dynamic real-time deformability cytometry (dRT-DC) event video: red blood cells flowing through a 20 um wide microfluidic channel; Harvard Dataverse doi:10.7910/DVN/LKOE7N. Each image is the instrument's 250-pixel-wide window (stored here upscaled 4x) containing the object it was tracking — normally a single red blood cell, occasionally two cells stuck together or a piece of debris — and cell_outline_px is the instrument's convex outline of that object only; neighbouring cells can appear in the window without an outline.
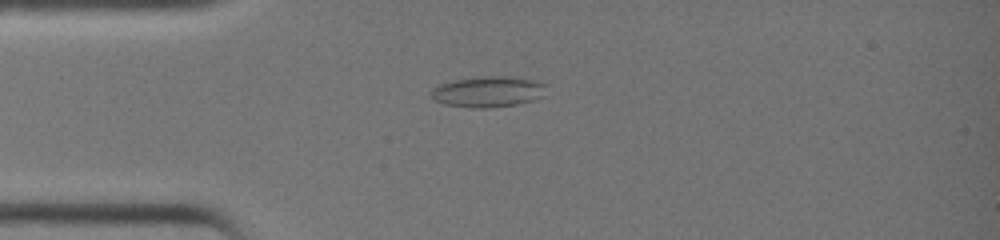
{"species": "common noctule bat (a hibernating species)", "species_latin": "Nyctalus noctula", "temperature_condition": "warm", "stored_images_in_passage": 39, "camera_frame_rate_fps": 3000, "um_per_image_px": 0.085, "animal": {"sex": "female", "body_mass_g": 19.0, "forearm_length_mm": 51.5}, "frame": {"image": 1, "passage_image": 10, "time_ms": 3.0, "image_size_px": [1000, 240], "cell_outline_px": [[548, 84], [544, 96], [532, 100], [516, 104], [488, 108], [472, 108], [444, 104], [432, 100], [432, 88], [440, 84], [456, 80], [484, 76], [504, 76], [528, 80]], "centroid_in_image_um": [41.48, 7.81], "position_along_channel_um": 43.5, "area_um2": 20.52}}
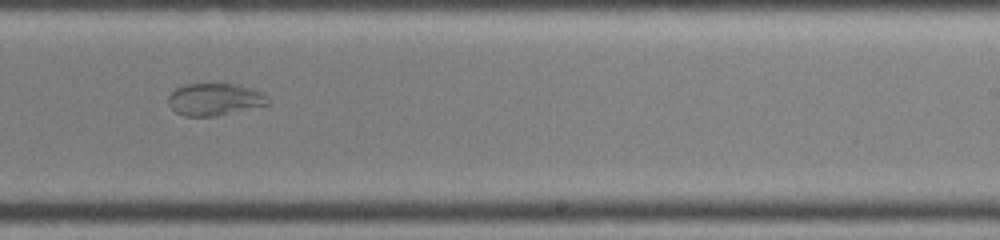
{"frame": {"image": 2, "passage_image": 25, "time_ms": 8.0, "image_size_px": [1000, 240], "cell_outline_px": [[268, 104], [216, 116], [184, 116], [176, 112], [168, 104], [168, 96], [176, 88], [184, 84], [236, 84], [264, 92], [268, 100]], "centroid_in_image_um": [18.22, 8.44], "position_along_channel_um": 270.8, "area_um2": 18.55}}
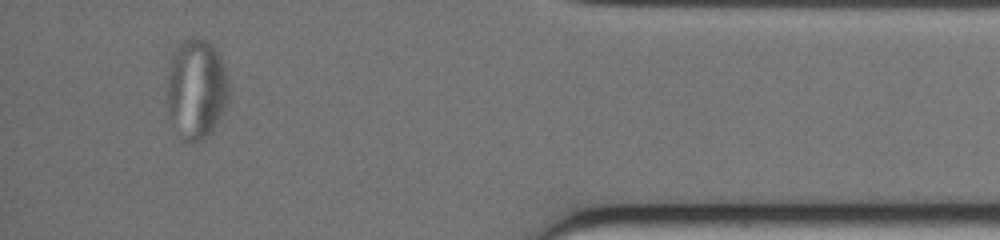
{"frame": {"image": 3, "passage_image": 36, "time_ms": 11.667, "image_size_px": [1000, 240], "cell_outline_px": [[228, 100], [224, 112], [212, 132], [204, 140], [192, 144], [184, 140], [168, 116], [168, 72], [172, 56], [176, 48], [184, 40], [192, 36], [196, 36], [212, 44], [228, 76]], "centroid_in_image_um": [16.7, 7.6], "position_along_channel_um": 418.5, "area_um2": 36.13}}